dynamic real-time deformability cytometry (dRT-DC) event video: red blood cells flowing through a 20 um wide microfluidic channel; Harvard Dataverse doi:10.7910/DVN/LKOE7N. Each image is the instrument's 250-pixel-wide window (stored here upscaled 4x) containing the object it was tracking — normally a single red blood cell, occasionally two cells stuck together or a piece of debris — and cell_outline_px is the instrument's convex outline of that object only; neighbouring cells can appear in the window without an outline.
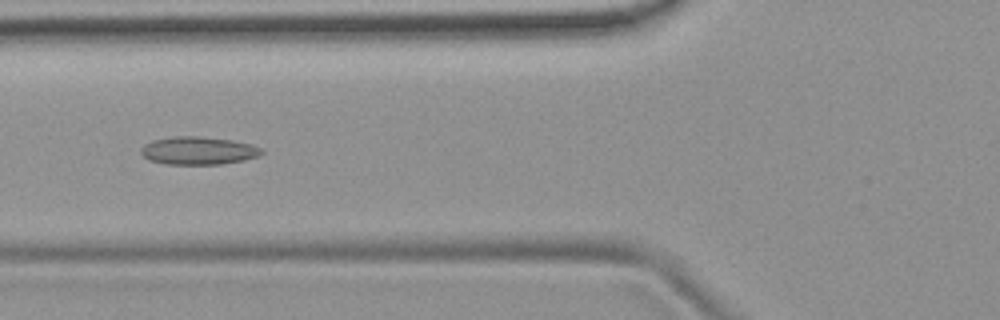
{"species": "common noctule bat (a hibernating species)", "species_latin": "Nyctalus noctula", "temperature_condition": "room temperature", "stored_images_in_passage": 7, "camera_frame_rate_fps": 3000, "um_per_image_px": 0.085, "animal": {"sex": "female", "body_mass_g": 19.9}, "frame": {"image": 1, "passage_image": 5, "time_ms": 4.667, "image_size_px": [1000, 320], "cell_outline_px": [[264, 152], [260, 156], [244, 160], [220, 164], [164, 164], [148, 160], [140, 152], [140, 148], [144, 144], [152, 140], [176, 136], [200, 136], [232, 140], [252, 144], [260, 148]], "centroid_in_image_um": [16.85, 12.8], "position_along_channel_um": 109.0, "area_um2": 19.77}}
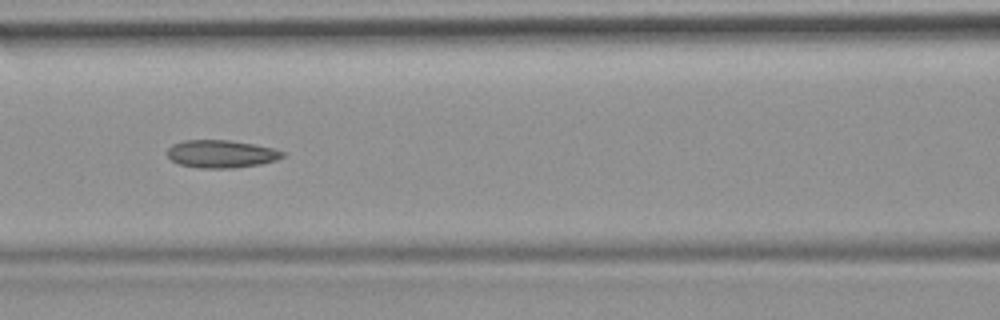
{"frame": {"image": 2, "passage_image": 6, "time_ms": 5.667, "image_size_px": [1000, 320], "cell_outline_px": [[284, 156], [276, 160], [260, 164], [232, 168], [200, 168], [180, 164], [172, 160], [168, 156], [168, 148], [172, 144], [184, 140], [228, 140], [256, 144], [272, 148], [284, 152]], "centroid_in_image_um": [18.81, 13.07], "position_along_channel_um": 147.8, "area_um2": 18.55}}
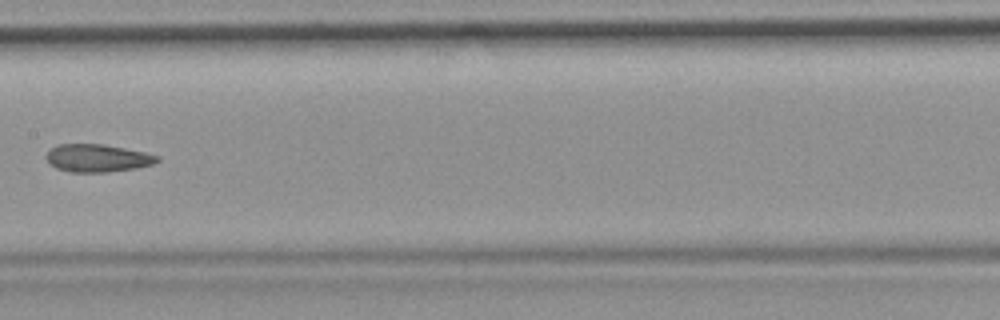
{"frame": {"image": 3, "passage_image": 7, "time_ms": 7.0, "image_size_px": [1000, 320], "cell_outline_px": [[160, 160], [152, 164], [136, 168], [108, 172], [68, 172], [56, 168], [48, 164], [44, 156], [56, 144], [104, 144], [144, 152], [160, 156]], "centroid_in_image_um": [8.25, 13.44], "position_along_channel_um": 199.2, "area_um2": 18.09}}